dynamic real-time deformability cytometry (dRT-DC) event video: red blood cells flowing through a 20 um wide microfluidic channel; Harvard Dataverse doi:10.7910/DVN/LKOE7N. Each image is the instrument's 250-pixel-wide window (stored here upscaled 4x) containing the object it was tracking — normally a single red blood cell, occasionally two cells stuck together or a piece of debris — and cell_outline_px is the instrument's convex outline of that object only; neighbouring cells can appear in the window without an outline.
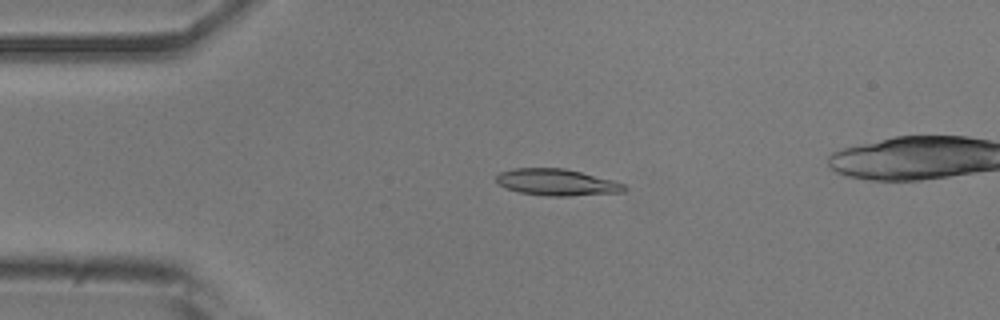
{"species": "common noctule bat (a hibernating species)", "species_latin": "Nyctalus noctula", "temperature_condition": "room temperature", "stored_images_in_passage": 50, "camera_frame_rate_fps": 3000, "um_per_image_px": 0.085, "animal": {"sex": "male", "body_mass_g": 20.5, "forearm_length_mm": 52.5}, "frame": {"image": 1, "passage_image": 12, "time_ms": 3.667, "image_size_px": [1000, 320], "cell_outline_px": [[628, 188], [624, 192], [568, 196], [544, 196], [520, 192], [504, 188], [496, 180], [496, 176], [500, 172], [512, 168], [564, 168], [612, 180], [624, 184]], "centroid_in_image_um": [47.31, 15.5], "position_along_channel_um": 37.7, "area_um2": 19.83}}
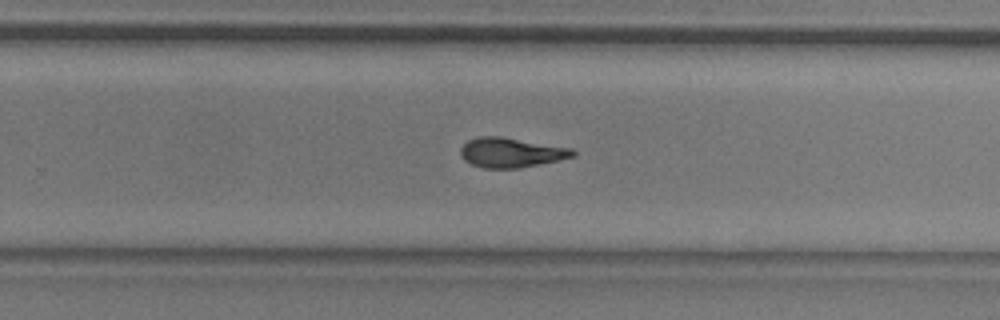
{"frame": {"image": 2, "passage_image": 34, "time_ms": 11.0, "image_size_px": [1000, 320], "cell_outline_px": [[576, 156], [520, 168], [484, 168], [472, 164], [464, 160], [460, 156], [460, 148], [468, 140], [480, 136], [500, 136], [572, 148], [576, 152]], "centroid_in_image_um": [43.43, 12.96], "position_along_channel_um": 286.4, "area_um2": 19.42}}
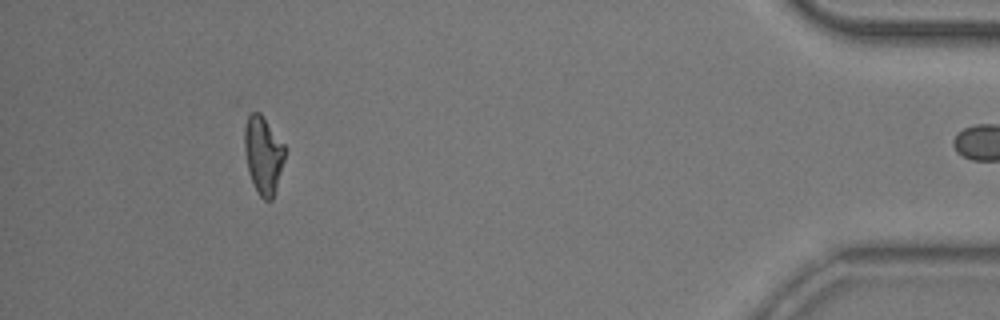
{"frame": {"image": 3, "passage_image": 49, "time_ms": 16.0, "image_size_px": [1000, 320], "cell_outline_px": [[288, 148], [276, 188], [272, 200], [264, 200], [260, 196], [248, 172], [244, 148], [244, 128], [248, 116], [252, 112], [260, 112]], "centroid_in_image_um": [22.4, 13.14], "position_along_channel_um": 412.8, "area_um2": 18.44}}